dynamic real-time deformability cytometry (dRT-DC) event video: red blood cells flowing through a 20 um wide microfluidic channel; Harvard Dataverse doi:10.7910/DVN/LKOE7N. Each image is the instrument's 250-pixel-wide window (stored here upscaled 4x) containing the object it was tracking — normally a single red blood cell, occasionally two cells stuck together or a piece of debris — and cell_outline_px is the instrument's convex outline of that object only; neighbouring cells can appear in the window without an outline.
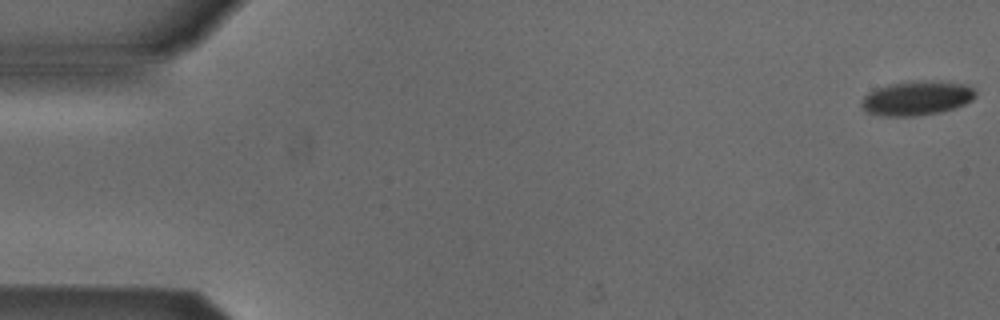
{"species": "Egyptian fruit bat (a non-hibernating species)", "species_latin": "Rousettus aegyptiacus", "temperature_condition": "cold", "stored_images_in_passage": 11, "camera_frame_rate_fps": 3000, "um_per_image_px": 0.085, "animal": {"sex": "male"}, "frame": {"image": 1, "passage_image": 1, "time_ms": 0.0, "image_size_px": [1000, 320], "cell_outline_px": [[976, 96], [972, 100], [956, 108], [940, 112], [916, 116], [884, 116], [868, 112], [860, 104], [864, 96], [868, 92], [876, 88], [888, 84], [964, 84], [972, 88], [976, 92]], "centroid_in_image_um": [77.89, 8.41], "position_along_channel_um": 7.1, "area_um2": 21.62}}